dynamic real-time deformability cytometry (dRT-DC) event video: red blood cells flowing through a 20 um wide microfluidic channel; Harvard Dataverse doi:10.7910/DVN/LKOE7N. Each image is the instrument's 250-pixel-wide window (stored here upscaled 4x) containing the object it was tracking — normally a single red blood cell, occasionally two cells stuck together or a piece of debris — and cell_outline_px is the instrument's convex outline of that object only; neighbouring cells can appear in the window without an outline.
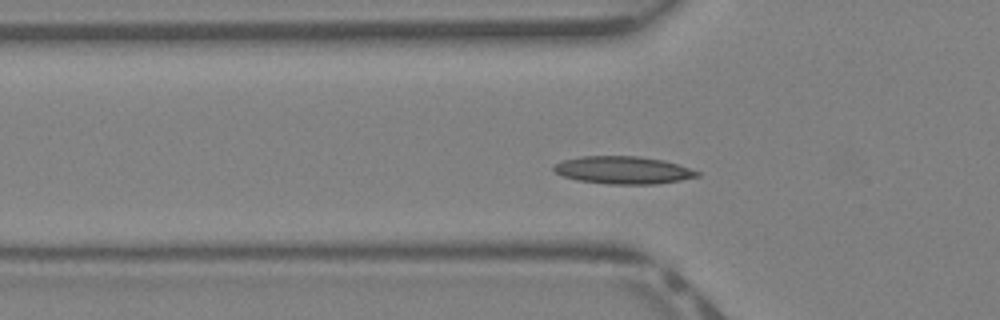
{"species": "Egyptian fruit bat (a non-hibernating species)", "species_latin": "Rousettus aegyptiacus", "temperature_condition": "warm", "stored_images_in_passage": 40, "camera_frame_rate_fps": 3000, "um_per_image_px": 0.085, "animal": {"sex": "female"}, "frame": {"image": 1, "passage_image": 12, "time_ms": 3.667, "image_size_px": [1000, 320], "cell_outline_px": [[700, 176], [680, 180], [656, 184], [608, 184], [576, 180], [564, 176], [556, 172], [552, 168], [552, 164], [564, 160], [580, 156], [640, 156], [664, 160], [700, 172]], "centroid_in_image_um": [52.94, 14.46], "position_along_channel_um": 72.9, "area_um2": 23.06}}
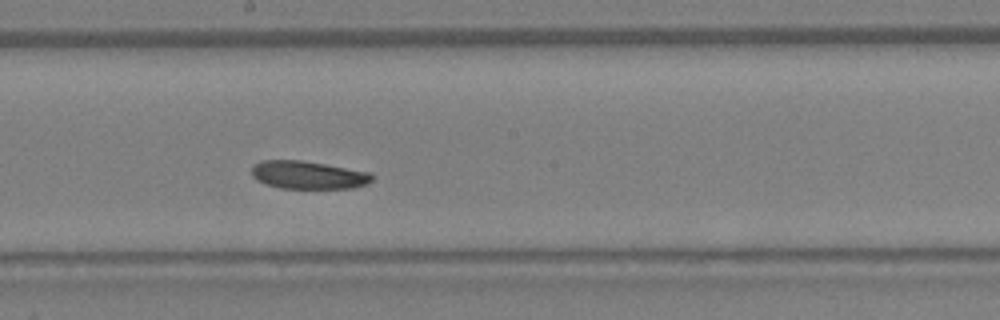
{"frame": {"image": 2, "passage_image": 21, "time_ms": 6.667, "image_size_px": [1000, 320], "cell_outline_px": [[376, 176], [368, 184], [352, 188], [280, 188], [264, 184], [256, 180], [252, 176], [252, 164], [260, 160], [300, 160], [372, 172]], "centroid_in_image_um": [26.2, 14.87], "position_along_channel_um": 222.0, "area_um2": 19.88}}
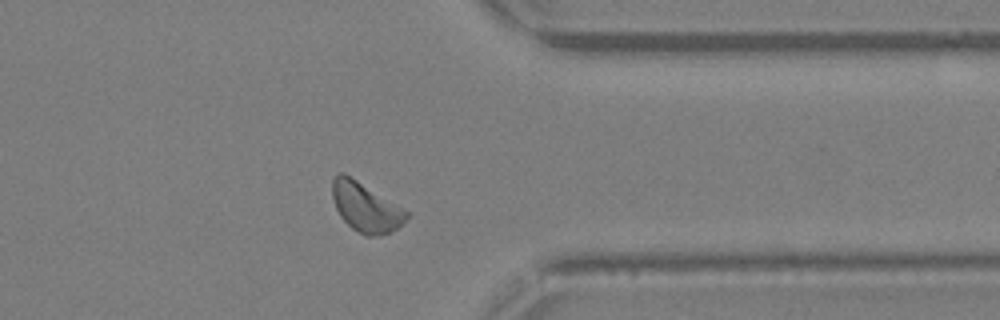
{"frame": {"image": 3, "passage_image": 31, "time_ms": 10.0, "image_size_px": [1000, 320], "cell_outline_px": [[408, 216], [392, 232], [380, 236], [364, 236], [352, 228], [340, 216], [336, 208], [332, 196], [332, 180], [336, 172], [344, 172], [408, 212]], "centroid_in_image_um": [31.03, 17.61], "position_along_channel_um": 380.4, "area_um2": 20.98}, "authors_computed_cell_mechanics": {"area_um2": 20.5768, "velocity_mm_per_s": 4.9639, "shape_relaxation_time_tau1_ms": 5.5106, "shape_relaxation_time_tau2_ms": 7.8854, "deformation_change_tau1": 0.1281, "deformation_change_tau2": 0.1568}}